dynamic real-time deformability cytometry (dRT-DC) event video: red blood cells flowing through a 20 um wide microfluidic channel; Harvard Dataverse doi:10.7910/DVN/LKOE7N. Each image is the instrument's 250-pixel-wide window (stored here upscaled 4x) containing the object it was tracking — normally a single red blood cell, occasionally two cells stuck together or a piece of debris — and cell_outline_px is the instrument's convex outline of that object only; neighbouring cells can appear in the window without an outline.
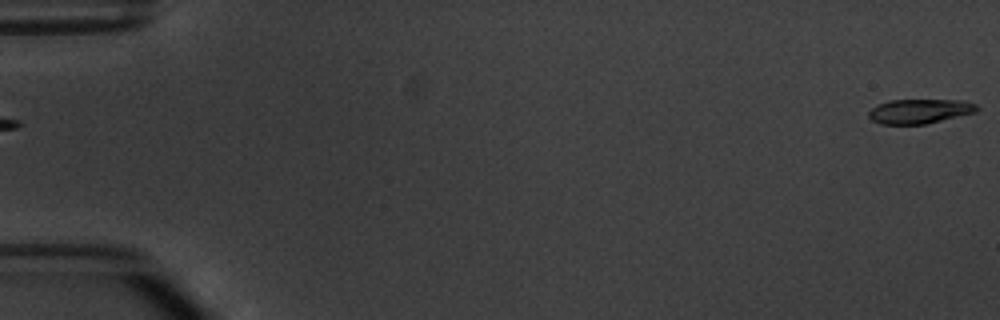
{"species": "common noctule bat (a hibernating species)", "species_latin": "Nyctalus noctula", "temperature_condition": "warm", "stored_images_in_passage": 4, "segment_of_instrument_passage": [2, 2], "camera_frame_rate_fps": 3000, "um_per_image_px": 0.085, "animal": {"sex": "male", "body_mass_g": 20.1, "forearm_length_mm": 53.5}, "frame": {"image": 1, "passage_image": 4, "time_ms": 4.667, "image_size_px": [1000, 320], "cell_outline_px": [[980, 108], [976, 112], [924, 124], [880, 124], [872, 120], [868, 116], [868, 112], [876, 104], [888, 100], [964, 100], [976, 104]], "centroid_in_image_um": [78.15, 9.44], "position_along_channel_um": 6.8, "area_um2": 15.49}}